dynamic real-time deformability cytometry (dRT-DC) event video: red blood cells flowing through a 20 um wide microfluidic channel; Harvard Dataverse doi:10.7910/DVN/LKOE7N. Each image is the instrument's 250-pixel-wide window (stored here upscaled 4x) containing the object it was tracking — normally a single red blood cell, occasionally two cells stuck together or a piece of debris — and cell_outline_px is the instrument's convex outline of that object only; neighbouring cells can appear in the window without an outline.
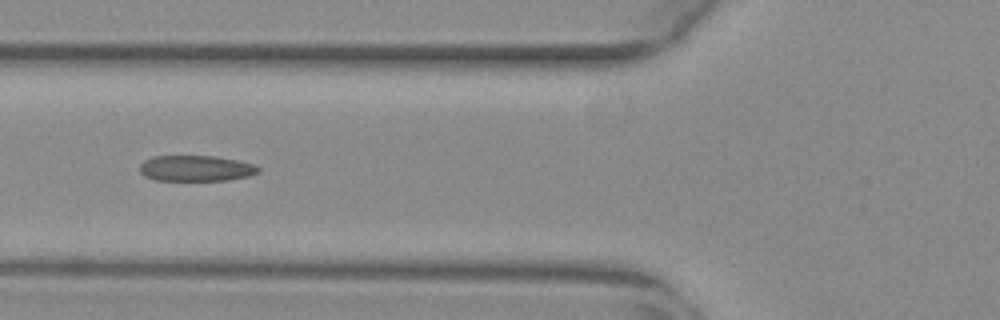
{"species": "common noctule bat (a hibernating species)", "species_latin": "Nyctalus noctula", "temperature_condition": "warm", "stored_images_in_passage": 53, "camera_frame_rate_fps": 3000, "um_per_image_px": 0.085, "animal": {"sex": "female", "body_mass_g": 29.2, "forearm_length_mm": 56.3}, "frame": {"image": 1, "passage_image": 20, "time_ms": 6.333, "image_size_px": [1000, 320], "cell_outline_px": [[260, 172], [248, 176], [228, 180], [156, 180], [144, 176], [140, 172], [140, 164], [144, 160], [152, 156], [212, 156], [236, 160], [252, 164], [260, 168]], "centroid_in_image_um": [16.62, 14.31], "position_along_channel_um": 109.2, "area_um2": 17.74}}
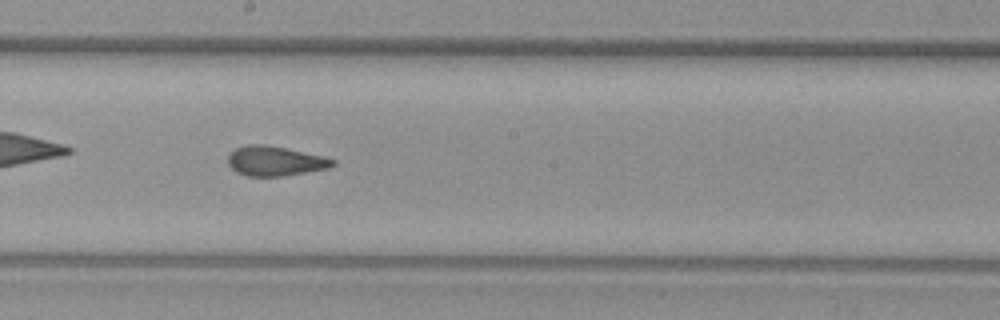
{"frame": {"image": 2, "passage_image": 29, "time_ms": 9.333, "image_size_px": [1000, 320], "cell_outline_px": [[336, 164], [328, 168], [284, 176], [248, 176], [236, 172], [228, 164], [228, 156], [236, 148], [248, 144], [264, 144], [284, 148], [320, 156], [336, 160]], "centroid_in_image_um": [23.36, 13.69], "position_along_channel_um": 224.8, "area_um2": 17.86}}
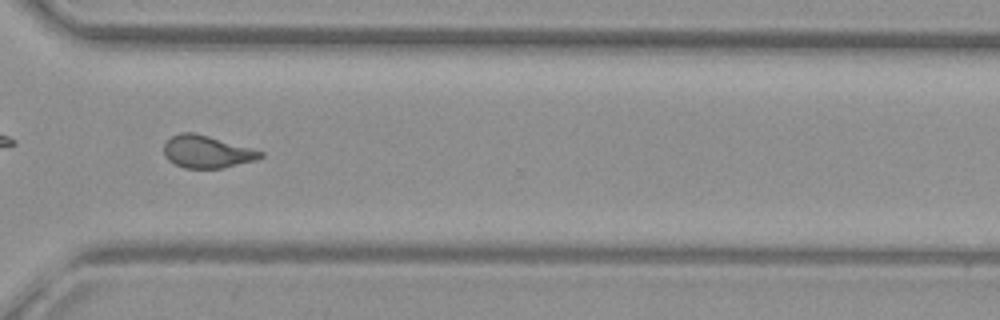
{"frame": {"image": 3, "passage_image": 39, "time_ms": 12.667, "image_size_px": [1000, 320], "cell_outline_px": [[264, 156], [256, 160], [224, 168], [184, 168], [168, 160], [164, 156], [164, 144], [172, 136], [180, 132], [192, 132], [208, 136], [252, 148], [264, 152]], "centroid_in_image_um": [17.59, 12.9], "position_along_channel_um": 353.0, "area_um2": 18.21}, "authors_computed_cell_mechanics": {"area_um2": 18.5538, "velocity_mm_per_s": 3.8466, "shape_relaxation_time_tau1_ms": null, "shape_relaxation_time_tau2_ms": 1.4307, "deformation_change_tau1": null, "deformation_change_tau2": 0.0765}}